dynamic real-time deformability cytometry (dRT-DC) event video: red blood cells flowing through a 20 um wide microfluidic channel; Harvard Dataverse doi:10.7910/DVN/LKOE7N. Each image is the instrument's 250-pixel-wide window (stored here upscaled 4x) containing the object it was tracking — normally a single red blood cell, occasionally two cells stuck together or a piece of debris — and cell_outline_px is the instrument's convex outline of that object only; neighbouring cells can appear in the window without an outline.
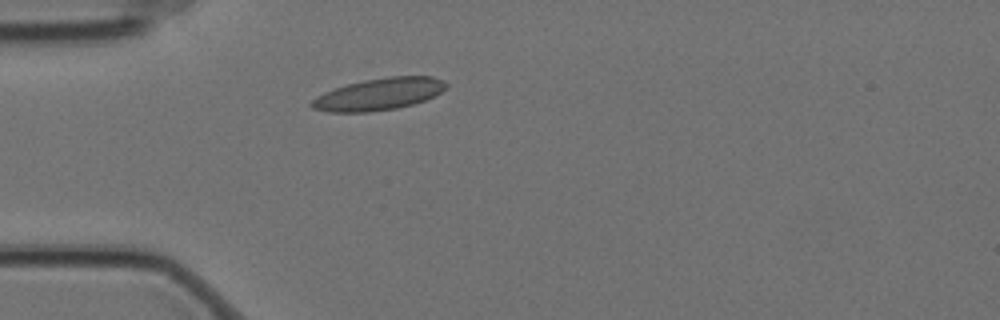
{"species": "Egyptian fruit bat (a non-hibernating species)", "species_latin": "Rousettus aegyptiacus", "temperature_condition": "cold", "stored_images_in_passage": 4, "camera_frame_rate_fps": 3000, "um_per_image_px": 0.085, "animal": {"sex": "female"}, "frame": {"image": 1, "passage_image": 3, "time_ms": 0.667, "image_size_px": [1000, 320], "cell_outline_px": [[448, 88], [424, 100], [412, 104], [396, 108], [368, 112], [328, 112], [312, 108], [308, 104], [316, 96], [324, 92], [348, 84], [364, 80], [388, 76], [432, 76], [444, 80], [448, 84]], "centroid_in_image_um": [32.2, 8.0], "position_along_channel_um": 52.8, "area_um2": 25.03}}